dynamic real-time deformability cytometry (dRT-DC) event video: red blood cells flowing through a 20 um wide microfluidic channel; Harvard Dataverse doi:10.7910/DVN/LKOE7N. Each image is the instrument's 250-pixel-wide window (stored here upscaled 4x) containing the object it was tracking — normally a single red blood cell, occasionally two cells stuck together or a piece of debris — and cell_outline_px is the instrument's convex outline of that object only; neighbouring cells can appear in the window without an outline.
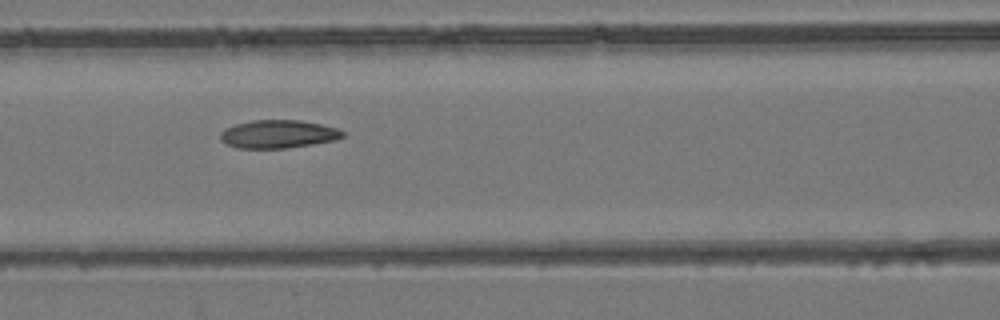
{"species": "common noctule bat (a hibernating species)", "species_latin": "Nyctalus noctula", "temperature_condition": "room temperature", "stored_images_in_passage": 9, "camera_frame_rate_fps": 3000, "um_per_image_px": 0.085, "animal": {"sex": "female", "body_mass_g": 24.6, "forearm_length_mm": 56.2}, "frame": {"image": 1, "passage_image": 7, "time_ms": 2.0, "image_size_px": [1000, 320], "cell_outline_px": [[344, 136], [336, 140], [312, 144], [284, 148], [236, 148], [220, 140], [220, 132], [224, 128], [236, 124], [252, 120], [300, 120], [320, 124], [336, 128], [344, 132]], "centroid_in_image_um": [23.62, 11.39], "position_along_channel_um": 143.0, "area_um2": 20.0}}
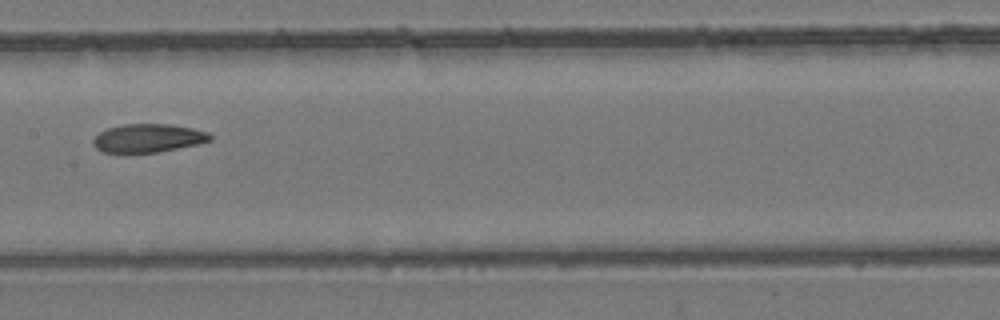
{"frame": {"image": 2, "passage_image": 8, "time_ms": 2.333, "image_size_px": [1000, 320], "cell_outline_px": [[212, 140], [196, 144], [156, 152], [104, 152], [96, 148], [92, 144], [92, 140], [100, 132], [108, 128], [124, 124], [168, 124], [192, 128], [208, 132], [212, 136]], "centroid_in_image_um": [12.58, 11.73], "position_along_channel_um": 194.8, "area_um2": 19.07}}
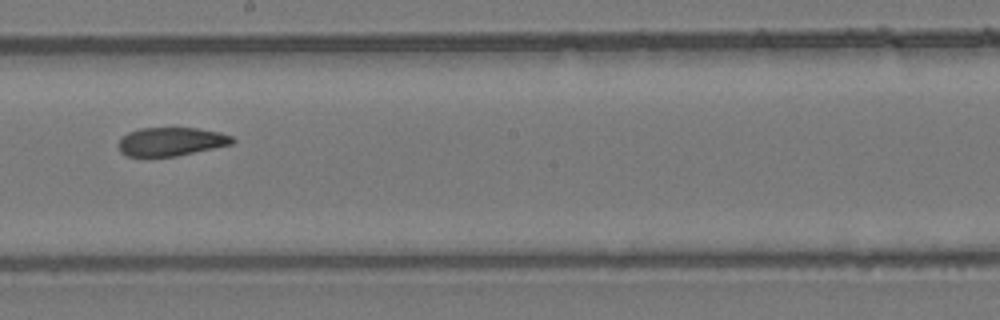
{"frame": {"image": 3, "passage_image": 9, "time_ms": 2.667, "image_size_px": [1000, 320], "cell_outline_px": [[236, 140], [232, 144], [176, 156], [124, 156], [120, 152], [120, 140], [128, 132], [140, 128], [196, 128], [220, 132], [232, 136]], "centroid_in_image_um": [14.56, 12.03], "position_along_channel_um": 233.6, "area_um2": 18.79}}